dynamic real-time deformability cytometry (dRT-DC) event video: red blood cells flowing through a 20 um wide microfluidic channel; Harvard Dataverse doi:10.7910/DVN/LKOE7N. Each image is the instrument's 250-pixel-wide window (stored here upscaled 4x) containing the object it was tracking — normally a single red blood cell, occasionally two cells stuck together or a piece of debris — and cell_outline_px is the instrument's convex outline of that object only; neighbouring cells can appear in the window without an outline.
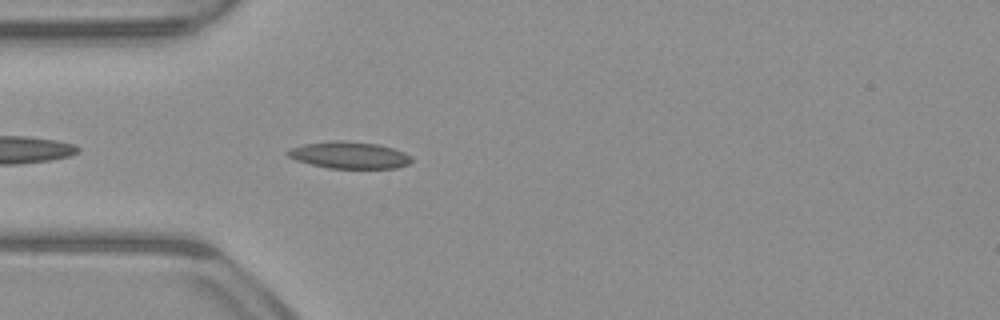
{"species": "common noctule bat (a hibernating species)", "species_latin": "Nyctalus noctula", "temperature_condition": "warm", "stored_images_in_passage": 33, "camera_frame_rate_fps": 3000, "um_per_image_px": 0.085, "animal": {"sex": "male", "body_mass_g": 23.1, "forearm_length_mm": 52.7}, "frame": {"image": 1, "passage_image": 3, "time_ms": 0.667, "image_size_px": [1000, 320], "cell_outline_px": [[412, 160], [408, 164], [396, 168], [328, 168], [296, 160], [288, 156], [284, 152], [288, 148], [304, 144], [332, 140], [344, 140], [380, 144], [404, 152], [412, 156]], "centroid_in_image_um": [29.67, 13.17], "position_along_channel_um": 55.3, "area_um2": 19.54}}
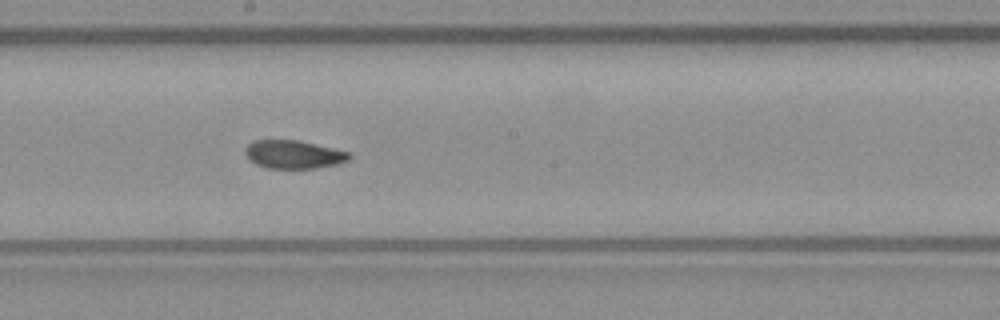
{"frame": {"image": 2, "passage_image": 16, "time_ms": 5.0, "image_size_px": [1000, 320], "cell_outline_px": [[352, 156], [348, 160], [336, 164], [316, 168], [268, 168], [256, 164], [248, 160], [244, 152], [244, 148], [248, 144], [256, 140], [296, 140], [352, 152]], "centroid_in_image_um": [24.94, 13.12], "position_along_channel_um": 223.3, "area_um2": 17.17}}
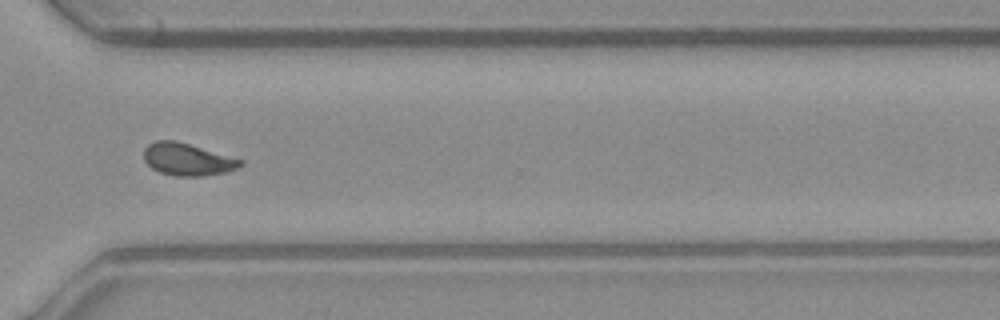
{"frame": {"image": 3, "passage_image": 26, "time_ms": 8.333, "image_size_px": [1000, 320], "cell_outline_px": [[244, 164], [228, 172], [204, 176], [176, 176], [160, 172], [152, 168], [144, 160], [144, 148], [148, 144], [156, 140], [176, 140], [244, 160]], "centroid_in_image_um": [15.94, 13.54], "position_along_channel_um": 354.7, "area_um2": 18.26}, "authors_computed_cell_mechanics": {"area_um2": 17.918, "velocity_mm_per_s": 3.9435, "shape_relaxation_time_tau1_ms": null, "shape_relaxation_time_tau2_ms": 1.8264, "deformation_change_tau1": null, "deformation_change_tau2": 0.0695}}